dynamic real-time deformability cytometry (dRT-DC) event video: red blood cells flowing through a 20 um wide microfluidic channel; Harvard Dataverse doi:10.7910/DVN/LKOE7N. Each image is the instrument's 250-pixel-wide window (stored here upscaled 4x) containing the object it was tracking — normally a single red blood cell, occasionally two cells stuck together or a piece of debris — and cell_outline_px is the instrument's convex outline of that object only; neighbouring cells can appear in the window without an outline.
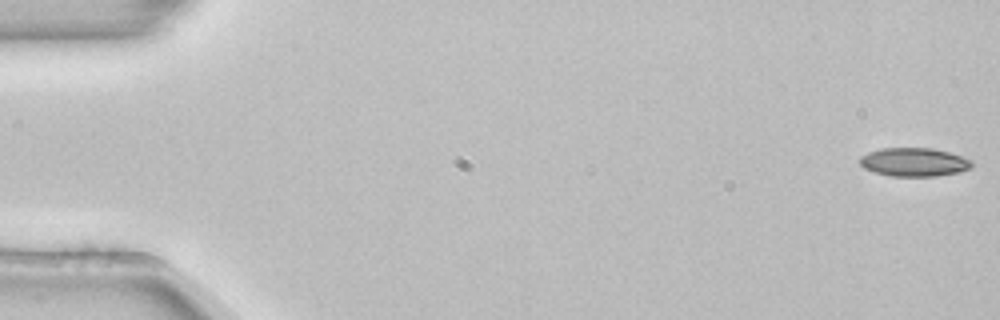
{"species": "common noctule bat (a hibernating species)", "species_latin": "Nyctalus noctula", "temperature_condition": "room temperature", "stored_images_in_passage": 54, "camera_frame_rate_fps": 3000, "um_per_image_px": 0.085, "animal": {"sex": "female", "body_mass_g": 22.7, "forearm_length_mm": 54.2}, "frame": {"image": 1, "passage_image": 1, "time_ms": 0.0, "image_size_px": [1000, 320], "cell_outline_px": [[972, 168], [960, 172], [936, 176], [892, 176], [876, 172], [864, 168], [860, 164], [860, 156], [868, 152], [880, 148], [932, 148], [948, 152], [972, 160]], "centroid_in_image_um": [77.7, 13.77], "position_along_channel_um": 7.3, "area_um2": 18.61}}
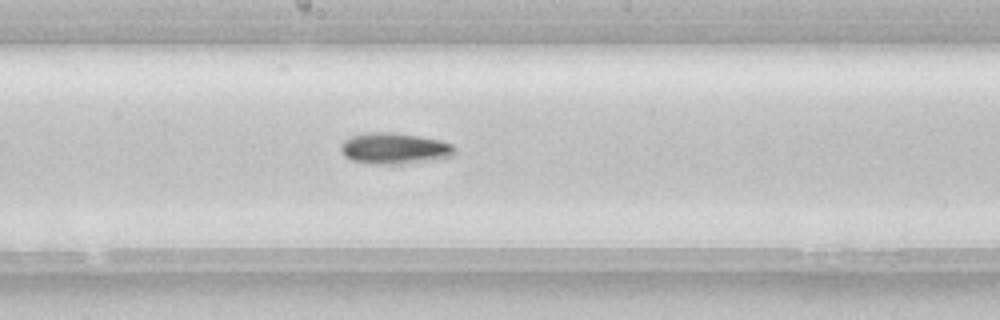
{"frame": {"image": 2, "passage_image": 29, "time_ms": 9.333, "image_size_px": [1000, 320], "cell_outline_px": [[456, 152], [452, 156], [400, 164], [372, 164], [352, 160], [344, 156], [340, 148], [340, 144], [344, 140], [352, 136], [368, 132], [392, 132], [440, 140], [452, 144], [456, 148]], "centroid_in_image_um": [33.5, 12.61], "position_along_channel_um": 214.7, "area_um2": 20.52}}
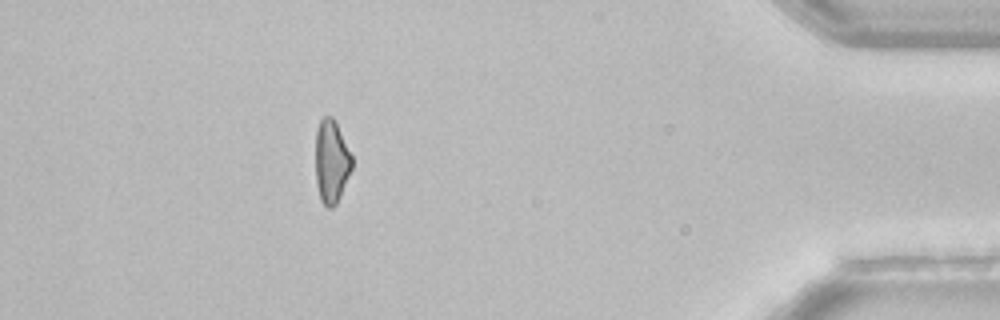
{"frame": {"image": 3, "passage_image": 48, "time_ms": 15.667, "image_size_px": [1000, 320], "cell_outline_px": [[352, 168], [340, 196], [336, 204], [332, 208], [328, 208], [320, 200], [316, 184], [316, 132], [320, 120], [324, 116], [332, 116], [336, 120], [352, 156]], "centroid_in_image_um": [28.17, 13.72], "position_along_channel_um": 407.0, "area_um2": 17.74}}